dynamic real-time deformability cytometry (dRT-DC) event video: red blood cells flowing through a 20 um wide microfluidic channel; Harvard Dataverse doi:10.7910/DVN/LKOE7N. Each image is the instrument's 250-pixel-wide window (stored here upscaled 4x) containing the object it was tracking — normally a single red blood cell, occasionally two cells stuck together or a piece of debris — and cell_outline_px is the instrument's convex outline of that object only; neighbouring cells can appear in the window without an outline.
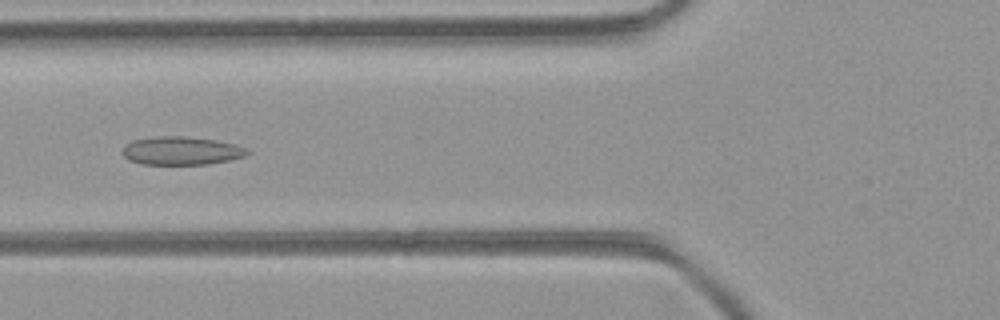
{"species": "common noctule bat (a hibernating species)", "species_latin": "Nyctalus noctula", "temperature_condition": "room temperature", "stored_images_in_passage": 37, "camera_frame_rate_fps": 3000, "um_per_image_px": 0.085, "animal": {"sex": "female", "body_mass_g": 21.9}, "frame": {"image": 1, "passage_image": 11, "time_ms": 3.333, "image_size_px": [1000, 320], "cell_outline_px": [[252, 152], [244, 156], [228, 160], [208, 164], [140, 164], [128, 160], [120, 152], [124, 144], [132, 140], [156, 136], [180, 136], [216, 140], [236, 144]], "centroid_in_image_um": [15.35, 12.81], "position_along_channel_um": 110.4, "area_um2": 20.69}}
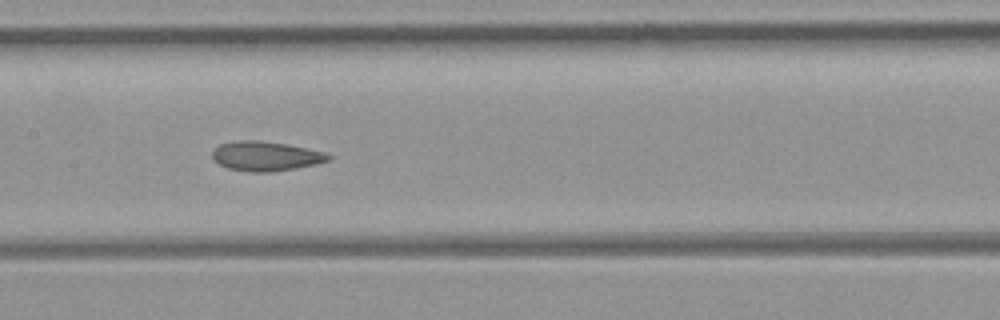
{"frame": {"image": 2, "passage_image": 16, "time_ms": 5.0, "image_size_px": [1000, 320], "cell_outline_px": [[332, 160], [316, 164], [296, 168], [272, 172], [248, 172], [228, 168], [220, 164], [212, 156], [212, 152], [220, 144], [240, 140], [256, 140], [284, 144], [324, 152], [332, 156]], "centroid_in_image_um": [22.61, 13.28], "position_along_channel_um": 184.8, "area_um2": 19.77}}
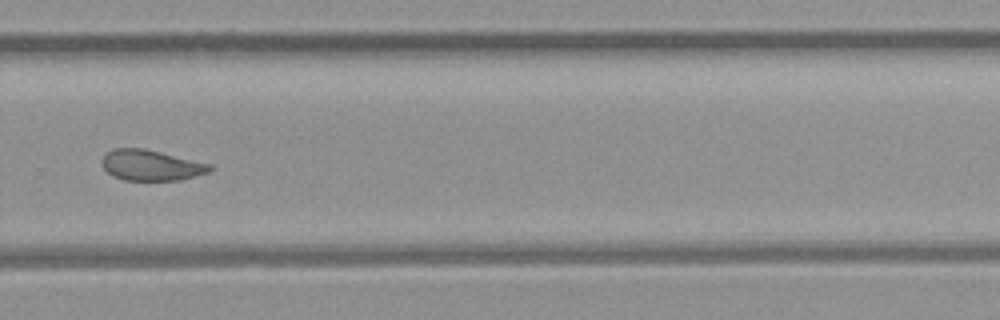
{"frame": {"image": 3, "passage_image": 25, "time_ms": 8.0, "image_size_px": [1000, 320], "cell_outline_px": [[212, 168], [208, 172], [180, 180], [124, 180], [112, 176], [104, 168], [100, 160], [104, 152], [112, 148], [144, 148], [212, 164]], "centroid_in_image_um": [12.79, 14.03], "position_along_channel_um": 317.0, "area_um2": 19.42}, "authors_computed_cell_mechanics": {"area_um2": 19.8832, "velocity_mm_per_s": 4.4303, "shape_relaxation_time_tau1_ms": null, "shape_relaxation_time_tau2_ms": 1.367, "deformation_change_tau1": null, "deformation_change_tau2": 0.0758}}